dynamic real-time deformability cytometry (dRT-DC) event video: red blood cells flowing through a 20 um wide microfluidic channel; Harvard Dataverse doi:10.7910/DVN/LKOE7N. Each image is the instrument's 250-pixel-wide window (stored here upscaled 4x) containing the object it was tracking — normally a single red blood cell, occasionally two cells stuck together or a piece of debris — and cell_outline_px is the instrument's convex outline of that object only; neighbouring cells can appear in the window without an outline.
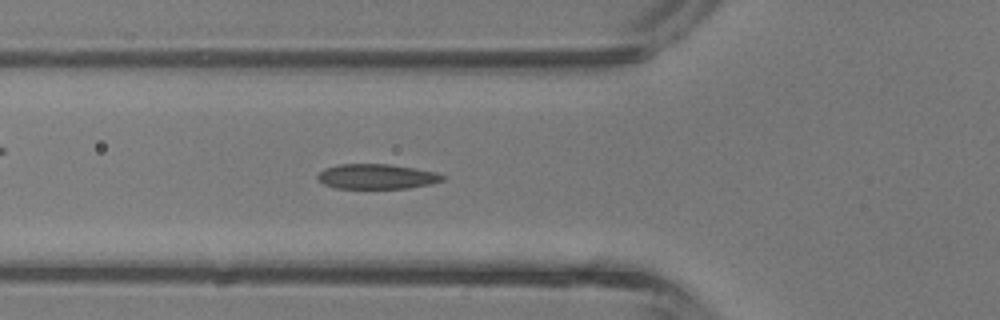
{"species": "common noctule bat (a hibernating species)", "species_latin": "Nyctalus noctula", "temperature_condition": "room temperature", "stored_images_in_passage": 41, "segment_of_instrument_passage": [1, 2], "camera_frame_rate_fps": 3000, "um_per_image_px": 0.085, "animal": {"sex": "male", "body_mass_g": 13.3}, "frame": {"image": 1, "passage_image": 13, "time_ms": 4.0, "image_size_px": [1000, 320], "cell_outline_px": [[444, 180], [428, 184], [408, 188], [336, 188], [324, 184], [316, 176], [324, 168], [340, 164], [388, 164], [436, 172], [444, 176]], "centroid_in_image_um": [31.99, 15.0], "position_along_channel_um": 93.8, "area_um2": 17.92}}
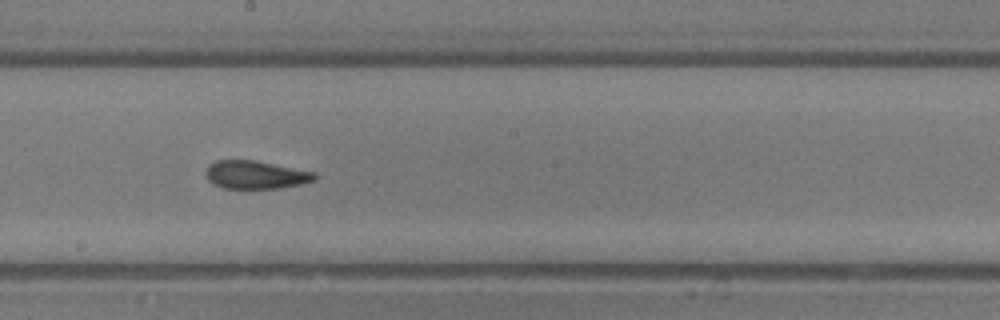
{"frame": {"image": 2, "passage_image": 21, "time_ms": 6.667, "image_size_px": [1000, 320], "cell_outline_px": [[316, 180], [300, 184], [280, 188], [224, 188], [212, 184], [208, 180], [208, 168], [216, 160], [252, 160], [316, 172]], "centroid_in_image_um": [21.77, 14.86], "position_along_channel_um": 226.4, "area_um2": 17.51}}
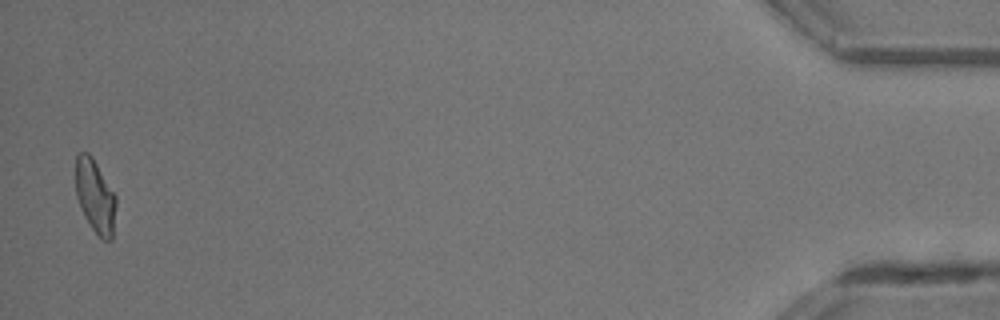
{"frame": {"image": 3, "passage_image": 39, "time_ms": 12.667, "image_size_px": [1000, 320], "cell_outline_px": [[116, 204], [112, 240], [104, 240], [92, 228], [84, 216], [80, 208], [76, 196], [76, 152], [88, 152], [92, 156], [116, 196]], "centroid_in_image_um": [8.08, 16.66], "position_along_channel_um": 427.1, "area_um2": 17.22}}